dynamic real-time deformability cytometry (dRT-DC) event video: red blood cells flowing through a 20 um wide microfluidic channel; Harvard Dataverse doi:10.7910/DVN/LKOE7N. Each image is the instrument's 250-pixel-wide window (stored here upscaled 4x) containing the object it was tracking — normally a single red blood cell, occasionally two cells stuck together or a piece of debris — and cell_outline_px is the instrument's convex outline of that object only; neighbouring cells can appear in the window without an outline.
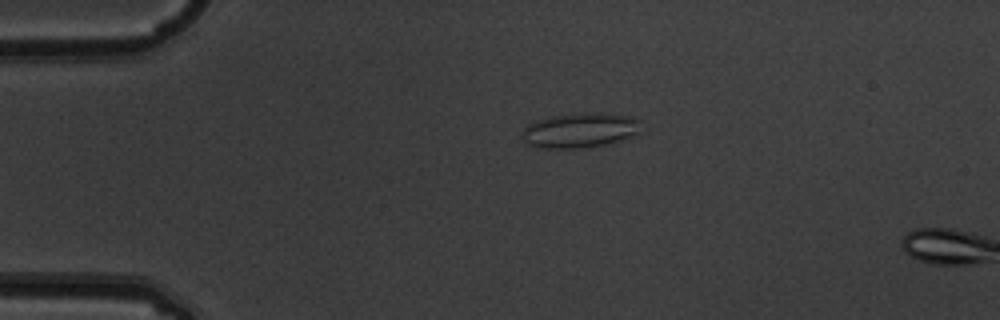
{"species": "common noctule bat (a hibernating species)", "species_latin": "Nyctalus noctula", "temperature_condition": "warm", "stored_images_in_passage": 2, "camera_frame_rate_fps": 3000, "um_per_image_px": 0.085, "animal": {"sex": "male", "body_mass_g": 19.5, "forearm_length_mm": 54.6}, "frame": {"image": 1, "passage_image": 1, "time_ms": 0.0, "image_size_px": [1000, 320], "cell_outline_px": [[640, 120], [636, 132], [632, 136], [604, 144], [580, 148], [540, 148], [524, 144], [520, 140], [524, 128], [528, 124], [536, 120], [548, 116], [588, 112], [604, 112], [632, 116]], "centroid_in_image_um": [49.21, 11.06], "position_along_channel_um": 35.8, "area_um2": 24.33}}